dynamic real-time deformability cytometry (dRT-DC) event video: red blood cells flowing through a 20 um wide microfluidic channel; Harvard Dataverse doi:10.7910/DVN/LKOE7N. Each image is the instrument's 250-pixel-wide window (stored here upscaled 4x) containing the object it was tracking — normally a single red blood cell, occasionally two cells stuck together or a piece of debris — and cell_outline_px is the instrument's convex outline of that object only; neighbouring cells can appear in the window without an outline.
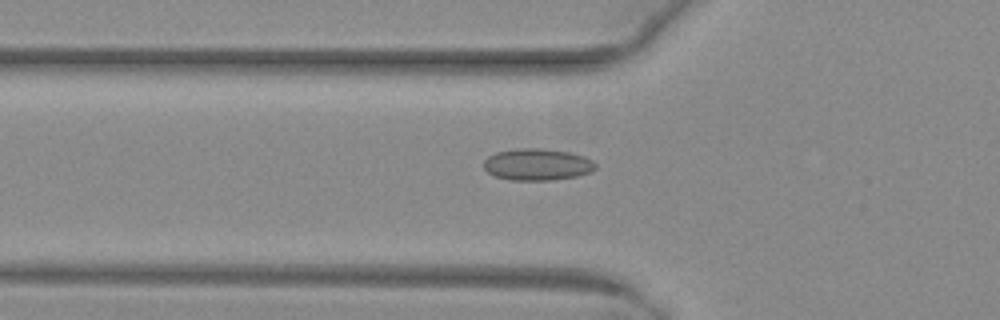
{"species": "common noctule bat (a hibernating species)", "species_latin": "Nyctalus noctula", "temperature_condition": "warm", "stored_images_in_passage": 45, "camera_frame_rate_fps": 3000, "um_per_image_px": 0.085, "animal": {"sex": "female", "body_mass_g": 29.2, "forearm_length_mm": 56.3}, "frame": {"image": 1, "passage_image": 12, "time_ms": 3.667, "image_size_px": [1000, 320], "cell_outline_px": [[596, 168], [592, 172], [576, 176], [552, 180], [508, 180], [496, 176], [488, 172], [484, 168], [484, 160], [488, 156], [496, 152], [520, 148], [540, 148], [568, 152], [584, 156], [592, 160], [596, 164]], "centroid_in_image_um": [45.67, 13.98], "position_along_channel_um": 80.1, "area_um2": 20.69}}
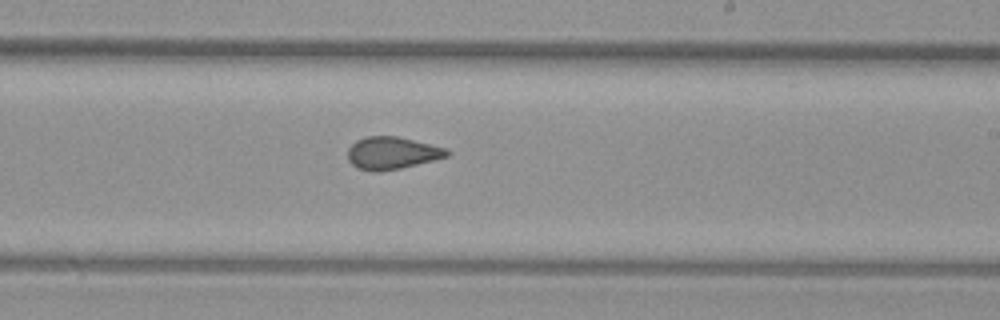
{"frame": {"image": 2, "passage_image": 25, "time_ms": 8.0, "image_size_px": [1000, 320], "cell_outline_px": [[448, 156], [400, 168], [376, 172], [372, 172], [356, 168], [348, 160], [348, 148], [356, 140], [364, 136], [396, 136], [448, 148]], "centroid_in_image_um": [33.27, 13.0], "position_along_channel_um": 255.7, "area_um2": 18.67}}
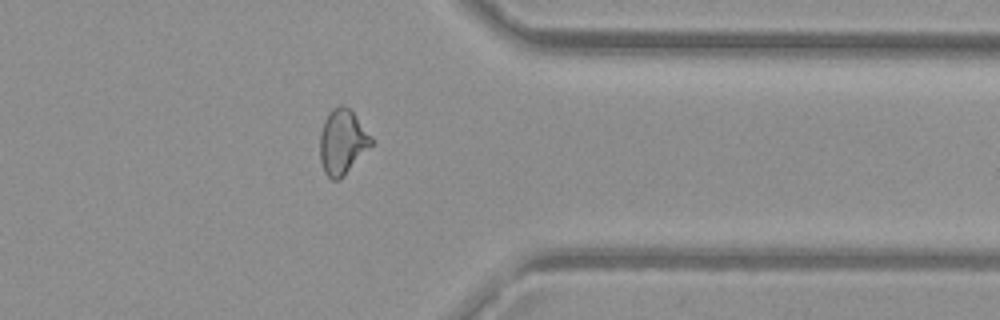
{"frame": {"image": 3, "passage_image": 35, "time_ms": 11.333, "image_size_px": [1000, 320], "cell_outline_px": [[372, 144], [344, 176], [340, 180], [332, 180], [324, 172], [320, 160], [320, 132], [324, 120], [328, 112], [332, 108], [340, 104], [344, 104], [356, 116], [372, 136]], "centroid_in_image_um": [29.08, 12.05], "position_along_channel_um": 382.3, "area_um2": 19.48}, "authors_computed_cell_mechanics": {"area_um2": 19.3052, "velocity_mm_per_s": 4.0355, "shape_relaxation_time_tau1_ms": null, "shape_relaxation_time_tau2_ms": 1.4316, "deformation_change_tau1": null, "deformation_change_tau2": 0.0724}}